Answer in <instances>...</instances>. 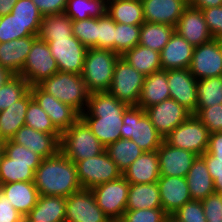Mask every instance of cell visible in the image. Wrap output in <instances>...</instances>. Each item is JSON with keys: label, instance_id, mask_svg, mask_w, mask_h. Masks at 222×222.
I'll use <instances>...</instances> for the list:
<instances>
[{"label": "cell", "instance_id": "obj_44", "mask_svg": "<svg viewBox=\"0 0 222 222\" xmlns=\"http://www.w3.org/2000/svg\"><path fill=\"white\" fill-rule=\"evenodd\" d=\"M72 31L88 49L97 48V18L72 20Z\"/></svg>", "mask_w": 222, "mask_h": 222}, {"label": "cell", "instance_id": "obj_18", "mask_svg": "<svg viewBox=\"0 0 222 222\" xmlns=\"http://www.w3.org/2000/svg\"><path fill=\"white\" fill-rule=\"evenodd\" d=\"M175 31L187 40L193 47L207 43L214 39L202 10L188 5L178 20Z\"/></svg>", "mask_w": 222, "mask_h": 222}, {"label": "cell", "instance_id": "obj_10", "mask_svg": "<svg viewBox=\"0 0 222 222\" xmlns=\"http://www.w3.org/2000/svg\"><path fill=\"white\" fill-rule=\"evenodd\" d=\"M59 71L56 60L51 54L49 45L37 37L33 43L27 59L23 65L20 76L29 86L38 85L43 80Z\"/></svg>", "mask_w": 222, "mask_h": 222}, {"label": "cell", "instance_id": "obj_19", "mask_svg": "<svg viewBox=\"0 0 222 222\" xmlns=\"http://www.w3.org/2000/svg\"><path fill=\"white\" fill-rule=\"evenodd\" d=\"M160 176L186 177L198 155L189 150L176 148L165 140L157 149Z\"/></svg>", "mask_w": 222, "mask_h": 222}, {"label": "cell", "instance_id": "obj_51", "mask_svg": "<svg viewBox=\"0 0 222 222\" xmlns=\"http://www.w3.org/2000/svg\"><path fill=\"white\" fill-rule=\"evenodd\" d=\"M206 222H222V194L214 192L201 200Z\"/></svg>", "mask_w": 222, "mask_h": 222}, {"label": "cell", "instance_id": "obj_28", "mask_svg": "<svg viewBox=\"0 0 222 222\" xmlns=\"http://www.w3.org/2000/svg\"><path fill=\"white\" fill-rule=\"evenodd\" d=\"M185 178L192 200L201 201L215 192L213 179L202 156L196 157Z\"/></svg>", "mask_w": 222, "mask_h": 222}, {"label": "cell", "instance_id": "obj_4", "mask_svg": "<svg viewBox=\"0 0 222 222\" xmlns=\"http://www.w3.org/2000/svg\"><path fill=\"white\" fill-rule=\"evenodd\" d=\"M119 57L120 55L111 50L87 49L81 76L90 93L109 90Z\"/></svg>", "mask_w": 222, "mask_h": 222}, {"label": "cell", "instance_id": "obj_33", "mask_svg": "<svg viewBox=\"0 0 222 222\" xmlns=\"http://www.w3.org/2000/svg\"><path fill=\"white\" fill-rule=\"evenodd\" d=\"M106 12L116 23L142 25L145 22L141 0L113 1L107 4Z\"/></svg>", "mask_w": 222, "mask_h": 222}, {"label": "cell", "instance_id": "obj_23", "mask_svg": "<svg viewBox=\"0 0 222 222\" xmlns=\"http://www.w3.org/2000/svg\"><path fill=\"white\" fill-rule=\"evenodd\" d=\"M194 47L176 31L160 52L162 70L188 69L192 60Z\"/></svg>", "mask_w": 222, "mask_h": 222}, {"label": "cell", "instance_id": "obj_45", "mask_svg": "<svg viewBox=\"0 0 222 222\" xmlns=\"http://www.w3.org/2000/svg\"><path fill=\"white\" fill-rule=\"evenodd\" d=\"M26 36H34L14 15L0 17V43L9 42Z\"/></svg>", "mask_w": 222, "mask_h": 222}, {"label": "cell", "instance_id": "obj_32", "mask_svg": "<svg viewBox=\"0 0 222 222\" xmlns=\"http://www.w3.org/2000/svg\"><path fill=\"white\" fill-rule=\"evenodd\" d=\"M121 57L145 76L162 70L160 52L139 44L126 51Z\"/></svg>", "mask_w": 222, "mask_h": 222}, {"label": "cell", "instance_id": "obj_26", "mask_svg": "<svg viewBox=\"0 0 222 222\" xmlns=\"http://www.w3.org/2000/svg\"><path fill=\"white\" fill-rule=\"evenodd\" d=\"M1 192L7 197V201L23 216L31 211L40 196L34 181L2 184Z\"/></svg>", "mask_w": 222, "mask_h": 222}, {"label": "cell", "instance_id": "obj_25", "mask_svg": "<svg viewBox=\"0 0 222 222\" xmlns=\"http://www.w3.org/2000/svg\"><path fill=\"white\" fill-rule=\"evenodd\" d=\"M122 176L132 184L155 183L160 177L157 151L143 152Z\"/></svg>", "mask_w": 222, "mask_h": 222}, {"label": "cell", "instance_id": "obj_38", "mask_svg": "<svg viewBox=\"0 0 222 222\" xmlns=\"http://www.w3.org/2000/svg\"><path fill=\"white\" fill-rule=\"evenodd\" d=\"M104 0H68L64 13L72 20L98 18L106 13Z\"/></svg>", "mask_w": 222, "mask_h": 222}, {"label": "cell", "instance_id": "obj_46", "mask_svg": "<svg viewBox=\"0 0 222 222\" xmlns=\"http://www.w3.org/2000/svg\"><path fill=\"white\" fill-rule=\"evenodd\" d=\"M97 49L115 52V21L107 12L97 18Z\"/></svg>", "mask_w": 222, "mask_h": 222}, {"label": "cell", "instance_id": "obj_57", "mask_svg": "<svg viewBox=\"0 0 222 222\" xmlns=\"http://www.w3.org/2000/svg\"><path fill=\"white\" fill-rule=\"evenodd\" d=\"M189 5L202 10L209 7L222 6V0H189Z\"/></svg>", "mask_w": 222, "mask_h": 222}, {"label": "cell", "instance_id": "obj_62", "mask_svg": "<svg viewBox=\"0 0 222 222\" xmlns=\"http://www.w3.org/2000/svg\"><path fill=\"white\" fill-rule=\"evenodd\" d=\"M3 154H4L3 141H0V160H1L2 156H3Z\"/></svg>", "mask_w": 222, "mask_h": 222}, {"label": "cell", "instance_id": "obj_13", "mask_svg": "<svg viewBox=\"0 0 222 222\" xmlns=\"http://www.w3.org/2000/svg\"><path fill=\"white\" fill-rule=\"evenodd\" d=\"M59 71L82 74L87 47L75 36L48 41Z\"/></svg>", "mask_w": 222, "mask_h": 222}, {"label": "cell", "instance_id": "obj_43", "mask_svg": "<svg viewBox=\"0 0 222 222\" xmlns=\"http://www.w3.org/2000/svg\"><path fill=\"white\" fill-rule=\"evenodd\" d=\"M25 126L48 134H61L53 125L46 112L32 99L29 102L25 117Z\"/></svg>", "mask_w": 222, "mask_h": 222}, {"label": "cell", "instance_id": "obj_54", "mask_svg": "<svg viewBox=\"0 0 222 222\" xmlns=\"http://www.w3.org/2000/svg\"><path fill=\"white\" fill-rule=\"evenodd\" d=\"M23 215L7 201L4 193L0 192V222H21Z\"/></svg>", "mask_w": 222, "mask_h": 222}, {"label": "cell", "instance_id": "obj_8", "mask_svg": "<svg viewBox=\"0 0 222 222\" xmlns=\"http://www.w3.org/2000/svg\"><path fill=\"white\" fill-rule=\"evenodd\" d=\"M144 80L145 75L120 56L115 64L108 92L129 106H137Z\"/></svg>", "mask_w": 222, "mask_h": 222}, {"label": "cell", "instance_id": "obj_52", "mask_svg": "<svg viewBox=\"0 0 222 222\" xmlns=\"http://www.w3.org/2000/svg\"><path fill=\"white\" fill-rule=\"evenodd\" d=\"M202 13L214 39L222 40V6L202 9Z\"/></svg>", "mask_w": 222, "mask_h": 222}, {"label": "cell", "instance_id": "obj_14", "mask_svg": "<svg viewBox=\"0 0 222 222\" xmlns=\"http://www.w3.org/2000/svg\"><path fill=\"white\" fill-rule=\"evenodd\" d=\"M65 222H110L96 203L90 189H81L66 197Z\"/></svg>", "mask_w": 222, "mask_h": 222}, {"label": "cell", "instance_id": "obj_58", "mask_svg": "<svg viewBox=\"0 0 222 222\" xmlns=\"http://www.w3.org/2000/svg\"><path fill=\"white\" fill-rule=\"evenodd\" d=\"M18 0H0V17L10 14Z\"/></svg>", "mask_w": 222, "mask_h": 222}, {"label": "cell", "instance_id": "obj_3", "mask_svg": "<svg viewBox=\"0 0 222 222\" xmlns=\"http://www.w3.org/2000/svg\"><path fill=\"white\" fill-rule=\"evenodd\" d=\"M38 86L55 99L74 108L80 115L87 108L90 92L80 74L57 71Z\"/></svg>", "mask_w": 222, "mask_h": 222}, {"label": "cell", "instance_id": "obj_49", "mask_svg": "<svg viewBox=\"0 0 222 222\" xmlns=\"http://www.w3.org/2000/svg\"><path fill=\"white\" fill-rule=\"evenodd\" d=\"M167 213L162 208L126 210L123 222H163Z\"/></svg>", "mask_w": 222, "mask_h": 222}, {"label": "cell", "instance_id": "obj_27", "mask_svg": "<svg viewBox=\"0 0 222 222\" xmlns=\"http://www.w3.org/2000/svg\"><path fill=\"white\" fill-rule=\"evenodd\" d=\"M32 99L29 90L19 101L0 112V141L10 140L25 125L27 107Z\"/></svg>", "mask_w": 222, "mask_h": 222}, {"label": "cell", "instance_id": "obj_39", "mask_svg": "<svg viewBox=\"0 0 222 222\" xmlns=\"http://www.w3.org/2000/svg\"><path fill=\"white\" fill-rule=\"evenodd\" d=\"M197 94V108L222 104V76L198 80Z\"/></svg>", "mask_w": 222, "mask_h": 222}, {"label": "cell", "instance_id": "obj_30", "mask_svg": "<svg viewBox=\"0 0 222 222\" xmlns=\"http://www.w3.org/2000/svg\"><path fill=\"white\" fill-rule=\"evenodd\" d=\"M26 216L34 222H65L66 197L40 195Z\"/></svg>", "mask_w": 222, "mask_h": 222}, {"label": "cell", "instance_id": "obj_6", "mask_svg": "<svg viewBox=\"0 0 222 222\" xmlns=\"http://www.w3.org/2000/svg\"><path fill=\"white\" fill-rule=\"evenodd\" d=\"M60 151L70 160L80 161L101 154L105 147L79 118L61 134Z\"/></svg>", "mask_w": 222, "mask_h": 222}, {"label": "cell", "instance_id": "obj_56", "mask_svg": "<svg viewBox=\"0 0 222 222\" xmlns=\"http://www.w3.org/2000/svg\"><path fill=\"white\" fill-rule=\"evenodd\" d=\"M206 163L209 174L213 181L215 180V175H222V162H213V155L205 152L201 155Z\"/></svg>", "mask_w": 222, "mask_h": 222}, {"label": "cell", "instance_id": "obj_31", "mask_svg": "<svg viewBox=\"0 0 222 222\" xmlns=\"http://www.w3.org/2000/svg\"><path fill=\"white\" fill-rule=\"evenodd\" d=\"M162 208L159 187L155 183H130L126 210Z\"/></svg>", "mask_w": 222, "mask_h": 222}, {"label": "cell", "instance_id": "obj_21", "mask_svg": "<svg viewBox=\"0 0 222 222\" xmlns=\"http://www.w3.org/2000/svg\"><path fill=\"white\" fill-rule=\"evenodd\" d=\"M146 22L176 26L189 0H141Z\"/></svg>", "mask_w": 222, "mask_h": 222}, {"label": "cell", "instance_id": "obj_34", "mask_svg": "<svg viewBox=\"0 0 222 222\" xmlns=\"http://www.w3.org/2000/svg\"><path fill=\"white\" fill-rule=\"evenodd\" d=\"M41 163L13 162L3 154L0 160V183L8 184L17 181H34L35 171Z\"/></svg>", "mask_w": 222, "mask_h": 222}, {"label": "cell", "instance_id": "obj_15", "mask_svg": "<svg viewBox=\"0 0 222 222\" xmlns=\"http://www.w3.org/2000/svg\"><path fill=\"white\" fill-rule=\"evenodd\" d=\"M144 110L163 139L192 115L189 110L178 104L174 99L164 100Z\"/></svg>", "mask_w": 222, "mask_h": 222}, {"label": "cell", "instance_id": "obj_5", "mask_svg": "<svg viewBox=\"0 0 222 222\" xmlns=\"http://www.w3.org/2000/svg\"><path fill=\"white\" fill-rule=\"evenodd\" d=\"M120 132L121 138L133 140L144 152L157 151L164 140L145 110L138 106H129L124 111Z\"/></svg>", "mask_w": 222, "mask_h": 222}, {"label": "cell", "instance_id": "obj_24", "mask_svg": "<svg viewBox=\"0 0 222 222\" xmlns=\"http://www.w3.org/2000/svg\"><path fill=\"white\" fill-rule=\"evenodd\" d=\"M38 36H26L9 42L0 43V66L13 75H19Z\"/></svg>", "mask_w": 222, "mask_h": 222}, {"label": "cell", "instance_id": "obj_12", "mask_svg": "<svg viewBox=\"0 0 222 222\" xmlns=\"http://www.w3.org/2000/svg\"><path fill=\"white\" fill-rule=\"evenodd\" d=\"M188 69L197 80L222 76V40L213 39L194 47Z\"/></svg>", "mask_w": 222, "mask_h": 222}, {"label": "cell", "instance_id": "obj_63", "mask_svg": "<svg viewBox=\"0 0 222 222\" xmlns=\"http://www.w3.org/2000/svg\"><path fill=\"white\" fill-rule=\"evenodd\" d=\"M21 222H34L31 219H29L27 216H23L21 219Z\"/></svg>", "mask_w": 222, "mask_h": 222}, {"label": "cell", "instance_id": "obj_60", "mask_svg": "<svg viewBox=\"0 0 222 222\" xmlns=\"http://www.w3.org/2000/svg\"><path fill=\"white\" fill-rule=\"evenodd\" d=\"M214 189L216 193L222 194V175H215Z\"/></svg>", "mask_w": 222, "mask_h": 222}, {"label": "cell", "instance_id": "obj_48", "mask_svg": "<svg viewBox=\"0 0 222 222\" xmlns=\"http://www.w3.org/2000/svg\"><path fill=\"white\" fill-rule=\"evenodd\" d=\"M194 115L204 124L209 133L222 132V104L196 108Z\"/></svg>", "mask_w": 222, "mask_h": 222}, {"label": "cell", "instance_id": "obj_9", "mask_svg": "<svg viewBox=\"0 0 222 222\" xmlns=\"http://www.w3.org/2000/svg\"><path fill=\"white\" fill-rule=\"evenodd\" d=\"M209 134L204 124L192 114L171 131L164 140L173 147L189 150L201 156L207 151Z\"/></svg>", "mask_w": 222, "mask_h": 222}, {"label": "cell", "instance_id": "obj_50", "mask_svg": "<svg viewBox=\"0 0 222 222\" xmlns=\"http://www.w3.org/2000/svg\"><path fill=\"white\" fill-rule=\"evenodd\" d=\"M182 222H206L204 208L199 200H191L173 213Z\"/></svg>", "mask_w": 222, "mask_h": 222}, {"label": "cell", "instance_id": "obj_22", "mask_svg": "<svg viewBox=\"0 0 222 222\" xmlns=\"http://www.w3.org/2000/svg\"><path fill=\"white\" fill-rule=\"evenodd\" d=\"M162 209L173 214L192 200L185 177L160 176L157 181Z\"/></svg>", "mask_w": 222, "mask_h": 222}, {"label": "cell", "instance_id": "obj_35", "mask_svg": "<svg viewBox=\"0 0 222 222\" xmlns=\"http://www.w3.org/2000/svg\"><path fill=\"white\" fill-rule=\"evenodd\" d=\"M72 19L65 13L44 15L38 37L45 42L72 37Z\"/></svg>", "mask_w": 222, "mask_h": 222}, {"label": "cell", "instance_id": "obj_29", "mask_svg": "<svg viewBox=\"0 0 222 222\" xmlns=\"http://www.w3.org/2000/svg\"><path fill=\"white\" fill-rule=\"evenodd\" d=\"M170 99L167 70L145 76L137 106L146 109L154 104Z\"/></svg>", "mask_w": 222, "mask_h": 222}, {"label": "cell", "instance_id": "obj_59", "mask_svg": "<svg viewBox=\"0 0 222 222\" xmlns=\"http://www.w3.org/2000/svg\"><path fill=\"white\" fill-rule=\"evenodd\" d=\"M14 76L9 70L0 66V88Z\"/></svg>", "mask_w": 222, "mask_h": 222}, {"label": "cell", "instance_id": "obj_64", "mask_svg": "<svg viewBox=\"0 0 222 222\" xmlns=\"http://www.w3.org/2000/svg\"><path fill=\"white\" fill-rule=\"evenodd\" d=\"M104 1H105L106 5H107V4H109V3L113 2V1H117V0H104Z\"/></svg>", "mask_w": 222, "mask_h": 222}, {"label": "cell", "instance_id": "obj_16", "mask_svg": "<svg viewBox=\"0 0 222 222\" xmlns=\"http://www.w3.org/2000/svg\"><path fill=\"white\" fill-rule=\"evenodd\" d=\"M29 90L32 98L46 112L61 134L80 118V114L74 108L55 99L38 85L31 86Z\"/></svg>", "mask_w": 222, "mask_h": 222}, {"label": "cell", "instance_id": "obj_55", "mask_svg": "<svg viewBox=\"0 0 222 222\" xmlns=\"http://www.w3.org/2000/svg\"><path fill=\"white\" fill-rule=\"evenodd\" d=\"M207 153L213 155V162H222V132L209 134Z\"/></svg>", "mask_w": 222, "mask_h": 222}, {"label": "cell", "instance_id": "obj_17", "mask_svg": "<svg viewBox=\"0 0 222 222\" xmlns=\"http://www.w3.org/2000/svg\"><path fill=\"white\" fill-rule=\"evenodd\" d=\"M167 81L170 90V99L183 105L192 114L196 112L198 104V80L189 69L167 70Z\"/></svg>", "mask_w": 222, "mask_h": 222}, {"label": "cell", "instance_id": "obj_65", "mask_svg": "<svg viewBox=\"0 0 222 222\" xmlns=\"http://www.w3.org/2000/svg\"><path fill=\"white\" fill-rule=\"evenodd\" d=\"M110 222H123L121 219L110 220Z\"/></svg>", "mask_w": 222, "mask_h": 222}, {"label": "cell", "instance_id": "obj_2", "mask_svg": "<svg viewBox=\"0 0 222 222\" xmlns=\"http://www.w3.org/2000/svg\"><path fill=\"white\" fill-rule=\"evenodd\" d=\"M34 184L40 195L69 197L82 189L75 163L61 151L45 158L35 171Z\"/></svg>", "mask_w": 222, "mask_h": 222}, {"label": "cell", "instance_id": "obj_47", "mask_svg": "<svg viewBox=\"0 0 222 222\" xmlns=\"http://www.w3.org/2000/svg\"><path fill=\"white\" fill-rule=\"evenodd\" d=\"M4 154L13 160L21 163H41L43 158L23 145L14 143L11 139L3 141Z\"/></svg>", "mask_w": 222, "mask_h": 222}, {"label": "cell", "instance_id": "obj_61", "mask_svg": "<svg viewBox=\"0 0 222 222\" xmlns=\"http://www.w3.org/2000/svg\"><path fill=\"white\" fill-rule=\"evenodd\" d=\"M163 222H182L177 217H175L173 214H167L164 218Z\"/></svg>", "mask_w": 222, "mask_h": 222}, {"label": "cell", "instance_id": "obj_11", "mask_svg": "<svg viewBox=\"0 0 222 222\" xmlns=\"http://www.w3.org/2000/svg\"><path fill=\"white\" fill-rule=\"evenodd\" d=\"M130 183L120 176L90 189L97 205L110 220L122 219L126 211Z\"/></svg>", "mask_w": 222, "mask_h": 222}, {"label": "cell", "instance_id": "obj_1", "mask_svg": "<svg viewBox=\"0 0 222 222\" xmlns=\"http://www.w3.org/2000/svg\"><path fill=\"white\" fill-rule=\"evenodd\" d=\"M129 107L108 91L93 92L88 97L86 110L80 118L106 148L121 139L124 111Z\"/></svg>", "mask_w": 222, "mask_h": 222}, {"label": "cell", "instance_id": "obj_37", "mask_svg": "<svg viewBox=\"0 0 222 222\" xmlns=\"http://www.w3.org/2000/svg\"><path fill=\"white\" fill-rule=\"evenodd\" d=\"M108 156L123 173L144 151L130 139H118L105 148Z\"/></svg>", "mask_w": 222, "mask_h": 222}, {"label": "cell", "instance_id": "obj_36", "mask_svg": "<svg viewBox=\"0 0 222 222\" xmlns=\"http://www.w3.org/2000/svg\"><path fill=\"white\" fill-rule=\"evenodd\" d=\"M174 31V26L145 21L141 25L139 45L161 52Z\"/></svg>", "mask_w": 222, "mask_h": 222}, {"label": "cell", "instance_id": "obj_41", "mask_svg": "<svg viewBox=\"0 0 222 222\" xmlns=\"http://www.w3.org/2000/svg\"><path fill=\"white\" fill-rule=\"evenodd\" d=\"M28 82L20 75L12 76L0 88V112L19 101L28 91Z\"/></svg>", "mask_w": 222, "mask_h": 222}, {"label": "cell", "instance_id": "obj_53", "mask_svg": "<svg viewBox=\"0 0 222 222\" xmlns=\"http://www.w3.org/2000/svg\"><path fill=\"white\" fill-rule=\"evenodd\" d=\"M40 13L44 15L64 13L68 0H32Z\"/></svg>", "mask_w": 222, "mask_h": 222}, {"label": "cell", "instance_id": "obj_40", "mask_svg": "<svg viewBox=\"0 0 222 222\" xmlns=\"http://www.w3.org/2000/svg\"><path fill=\"white\" fill-rule=\"evenodd\" d=\"M11 14L34 35L38 36L43 15L32 0H18Z\"/></svg>", "mask_w": 222, "mask_h": 222}, {"label": "cell", "instance_id": "obj_7", "mask_svg": "<svg viewBox=\"0 0 222 222\" xmlns=\"http://www.w3.org/2000/svg\"><path fill=\"white\" fill-rule=\"evenodd\" d=\"M73 162L82 189H92L122 176V172L106 151L94 157Z\"/></svg>", "mask_w": 222, "mask_h": 222}, {"label": "cell", "instance_id": "obj_20", "mask_svg": "<svg viewBox=\"0 0 222 222\" xmlns=\"http://www.w3.org/2000/svg\"><path fill=\"white\" fill-rule=\"evenodd\" d=\"M61 134H48L22 126L11 138L14 143L23 145L43 159L55 156L60 151Z\"/></svg>", "mask_w": 222, "mask_h": 222}, {"label": "cell", "instance_id": "obj_42", "mask_svg": "<svg viewBox=\"0 0 222 222\" xmlns=\"http://www.w3.org/2000/svg\"><path fill=\"white\" fill-rule=\"evenodd\" d=\"M141 25L115 22V53L122 56L139 44Z\"/></svg>", "mask_w": 222, "mask_h": 222}]
</instances>
